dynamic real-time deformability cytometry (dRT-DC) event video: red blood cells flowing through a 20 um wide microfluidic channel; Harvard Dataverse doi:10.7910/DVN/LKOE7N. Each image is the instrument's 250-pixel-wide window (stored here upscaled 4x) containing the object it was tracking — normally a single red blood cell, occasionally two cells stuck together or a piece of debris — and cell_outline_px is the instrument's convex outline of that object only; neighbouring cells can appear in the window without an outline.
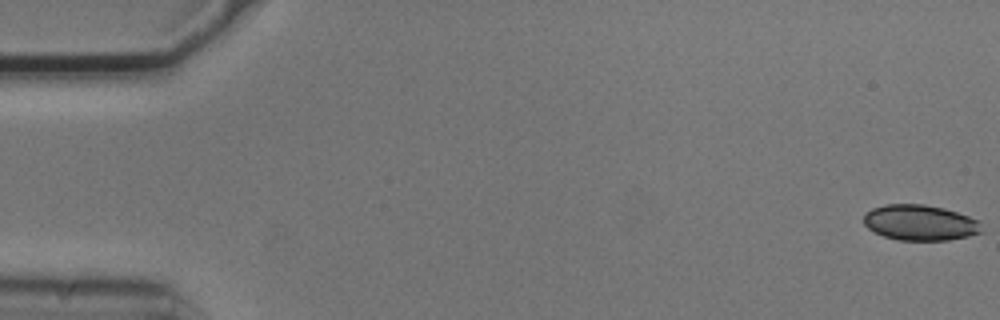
{"species": "common noctule bat (a hibernating species)", "species_latin": "Nyctalus noctula", "temperature_condition": "cold", "stored_images_in_passage": 55, "camera_frame_rate_fps": 3000, "um_per_image_px": 0.085, "animal": {"sex": "male", "body_mass_g": 20.5, "forearm_length_mm": 52.5}, "frame": {"image": 1, "passage_image": 1, "time_ms": 0.0, "image_size_px": [1000, 320], "cell_outline_px": [[984, 232], [968, 236], [948, 240], [896, 240], [884, 236], [868, 228], [864, 224], [864, 216], [872, 208], [888, 204], [924, 204], [944, 208], [980, 220]], "centroid_in_image_um": [78.25, 18.93], "position_along_channel_um": 6.8, "area_um2": 24.51}}
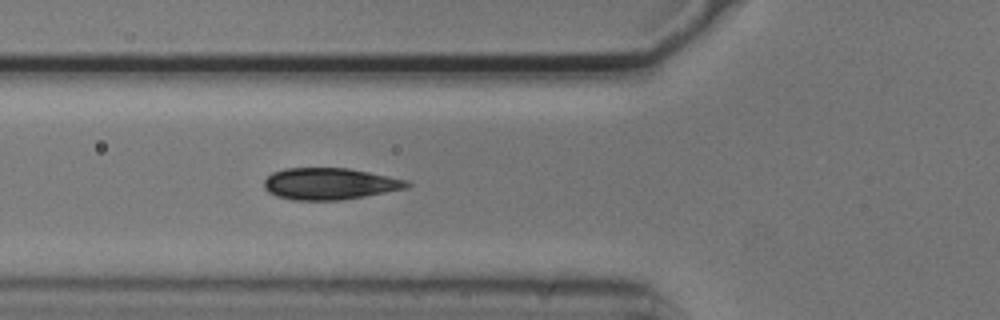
{"frame": {"image": 2, "passage_image": 20, "time_ms": 6.333, "image_size_px": [1000, 320], "cell_outline_px": [[412, 184], [408, 188], [364, 196], [340, 200], [292, 200], [276, 196], [268, 192], [264, 188], [264, 180], [272, 172], [284, 168], [348, 168], [408, 180]], "centroid_in_image_um": [28.0, 15.62], "position_along_channel_um": 97.8, "area_um2": 26.41}}
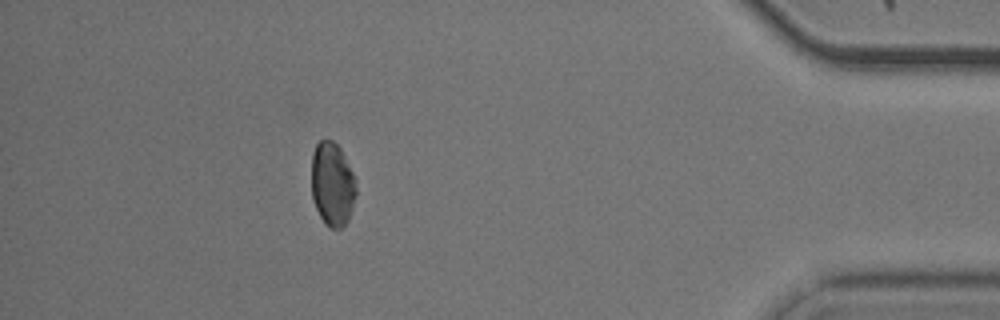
{"frame": {"image": 3, "passage_image": 49, "time_ms": 16.0, "image_size_px": [1000, 320], "cell_outline_px": [[356, 196], [348, 220], [340, 228], [328, 228], [324, 224], [312, 200], [312, 152], [316, 144], [320, 140], [332, 140], [340, 148], [356, 180]], "centroid_in_image_um": [28.24, 15.67], "position_along_channel_um": 407.0, "area_um2": 21.85}, "authors_computed_cell_mechanics": {"area_um2": 24.9118, "velocity_mm_per_s": 3.7074, "shape_relaxation_time_tau1_ms": 2.9203, "shape_relaxation_time_tau2_ms": 5.1161, "deformation_change_tau1": 0.1088, "deformation_change_tau2": 0.0598}}